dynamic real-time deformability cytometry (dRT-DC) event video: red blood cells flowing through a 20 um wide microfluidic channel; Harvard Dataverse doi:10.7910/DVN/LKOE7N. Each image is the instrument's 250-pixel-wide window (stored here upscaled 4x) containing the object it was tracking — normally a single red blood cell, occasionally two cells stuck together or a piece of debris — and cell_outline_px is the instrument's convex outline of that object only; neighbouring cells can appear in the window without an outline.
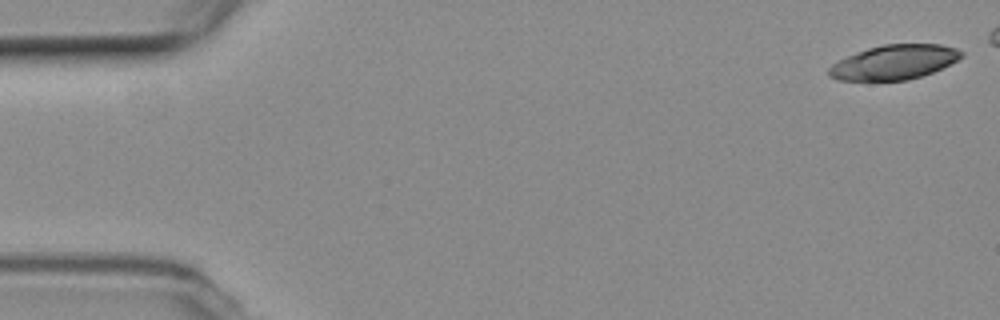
{"species": "common noctule bat (a hibernating species)", "species_latin": "Nyctalus noctula", "temperature_condition": "room temperature", "stored_images_in_passage": 14, "camera_frame_rate_fps": 3000, "um_per_image_px": 0.085, "animal": {"sex": "female", "body_mass_g": 19.3, "forearm_length_mm": 54.1}, "frame": {"image": 1, "passage_image": 1, "time_ms": 0.0, "image_size_px": [1000, 320], "cell_outline_px": [[964, 56], [932, 72], [908, 80], [836, 80], [828, 76], [828, 68], [832, 64], [856, 52], [868, 48], [884, 44], [940, 44], [956, 48], [964, 52]], "centroid_in_image_um": [75.99, 5.28], "position_along_channel_um": 9.0, "area_um2": 26.47}}